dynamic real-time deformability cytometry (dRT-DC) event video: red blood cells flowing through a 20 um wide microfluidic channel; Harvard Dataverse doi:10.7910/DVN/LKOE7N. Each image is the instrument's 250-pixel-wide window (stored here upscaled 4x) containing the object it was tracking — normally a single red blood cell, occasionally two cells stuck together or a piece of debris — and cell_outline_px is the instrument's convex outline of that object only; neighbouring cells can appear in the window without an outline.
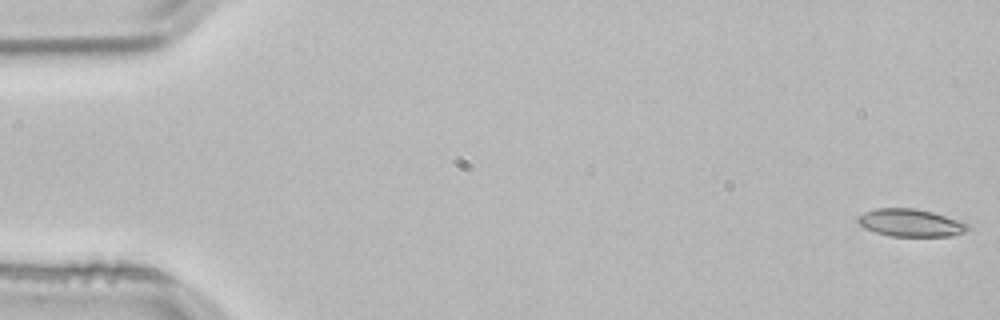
{"species": "common noctule bat (a hibernating species)", "species_latin": "Nyctalus noctula", "temperature_condition": "room temperature", "stored_images_in_passage": 4, "camera_frame_rate_fps": 3000, "um_per_image_px": 0.085, "animal": {"sex": "male", "body_mass_g": 21.5, "forearm_length_mm": 52.0}, "frame": {"image": 1, "passage_image": 1, "time_ms": 0.0, "image_size_px": [1000, 320], "cell_outline_px": [[972, 228], [964, 232], [952, 236], [892, 236], [876, 232], [864, 228], [856, 220], [864, 212], [876, 208], [916, 208], [932, 212], [968, 224]], "centroid_in_image_um": [77.4, 18.94], "position_along_channel_um": 7.6, "area_um2": 17.51}}
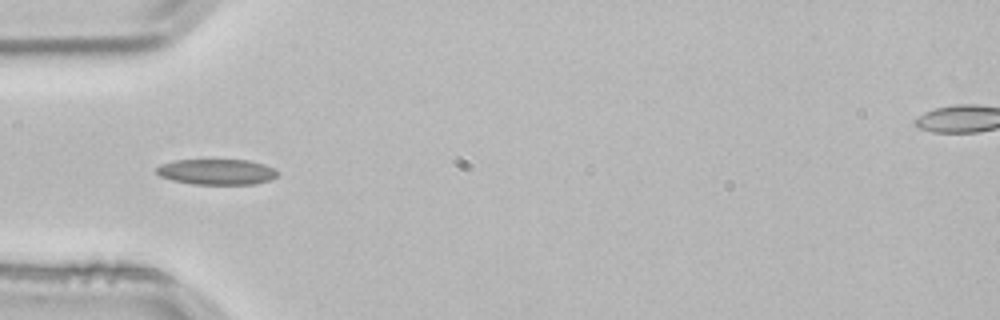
{"frame": {"image": 2, "passage_image": 4, "time_ms": 1.0, "image_size_px": [1000, 320], "cell_outline_px": [[276, 176], [272, 180], [252, 184], [192, 184], [172, 180], [160, 176], [156, 172], [156, 168], [160, 164], [172, 160], [248, 160], [264, 164], [272, 168], [276, 172]], "centroid_in_image_um": [18.38, 14.6], "position_along_channel_um": 66.6, "area_um2": 18.03}}